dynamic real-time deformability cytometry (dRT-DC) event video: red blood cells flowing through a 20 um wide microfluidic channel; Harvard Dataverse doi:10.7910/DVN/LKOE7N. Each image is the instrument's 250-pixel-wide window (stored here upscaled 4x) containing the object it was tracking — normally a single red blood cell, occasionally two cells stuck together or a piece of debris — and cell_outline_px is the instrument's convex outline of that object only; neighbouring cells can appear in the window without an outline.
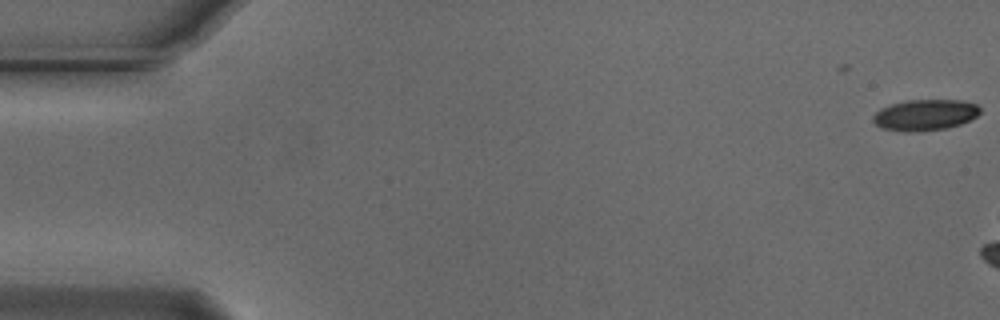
{"species": "Egyptian fruit bat (a non-hibernating species)", "species_latin": "Rousettus aegyptiacus", "temperature_condition": "cold", "stored_images_in_passage": 5, "camera_frame_rate_fps": 3000, "um_per_image_px": 0.085, "animal": {"sex": "male"}, "frame": {"image": 1, "passage_image": 5, "time_ms": 1.333, "image_size_px": [1000, 320], "cell_outline_px": [[980, 112], [976, 116], [960, 124], [944, 128], [908, 132], [884, 128], [876, 124], [872, 120], [872, 116], [880, 108], [892, 104], [908, 100], [964, 100], [976, 104], [980, 108]], "centroid_in_image_um": [78.62, 9.75], "position_along_channel_um": 6.4, "area_um2": 19.07}}